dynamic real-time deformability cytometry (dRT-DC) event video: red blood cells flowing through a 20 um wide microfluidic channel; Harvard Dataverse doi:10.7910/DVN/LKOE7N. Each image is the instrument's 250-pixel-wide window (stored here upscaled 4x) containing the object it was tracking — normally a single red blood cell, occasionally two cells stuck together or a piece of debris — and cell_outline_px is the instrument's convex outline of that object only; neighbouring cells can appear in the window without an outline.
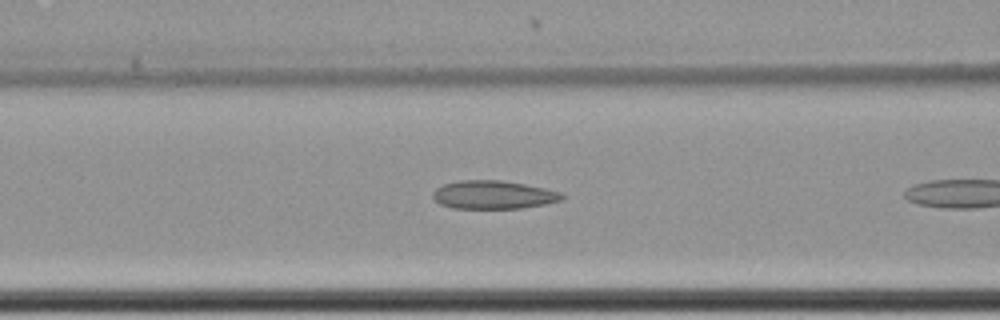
{"species": "common noctule bat (a hibernating species)", "species_latin": "Nyctalus noctula", "temperature_condition": "cold", "stored_images_in_passage": 8, "camera_frame_rate_fps": 3000, "um_per_image_px": 0.085, "animal": {"sex": "female", "body_mass_g": 22.7, "forearm_length_mm": 54.2}, "frame": {"image": 1, "passage_image": 7, "time_ms": 2.0, "image_size_px": [1000, 320], "cell_outline_px": [[564, 196], [560, 200], [544, 204], [520, 208], [452, 208], [440, 204], [432, 196], [432, 192], [436, 188], [444, 184], [460, 180], [500, 180], [524, 184], [544, 188], [560, 192]], "centroid_in_image_um": [41.89, 16.55], "position_along_channel_um": 124.7, "area_um2": 21.1}}